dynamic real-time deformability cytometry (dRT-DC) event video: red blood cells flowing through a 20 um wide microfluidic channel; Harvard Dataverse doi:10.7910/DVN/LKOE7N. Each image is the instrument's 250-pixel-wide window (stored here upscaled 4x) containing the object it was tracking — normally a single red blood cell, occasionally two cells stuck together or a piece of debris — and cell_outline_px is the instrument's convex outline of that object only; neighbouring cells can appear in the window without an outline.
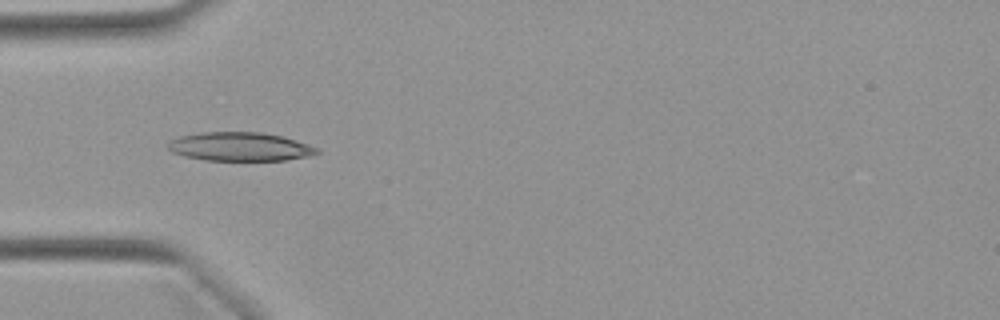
{"species": "Egyptian fruit bat (a non-hibernating species)", "species_latin": "Rousettus aegyptiacus", "temperature_condition": "warm", "stored_images_in_passage": 26, "camera_frame_rate_fps": 3000, "um_per_image_px": 0.085, "animal": {"sex": "female"}, "frame": {"image": 1, "passage_image": 5, "time_ms": 1.333, "image_size_px": [1000, 320], "cell_outline_px": [[320, 152], [308, 156], [284, 160], [204, 160], [184, 156], [172, 152], [168, 148], [168, 144], [172, 140], [180, 136], [200, 132], [260, 132], [280, 136], [308, 144], [320, 148]], "centroid_in_image_um": [20.39, 12.46], "position_along_channel_um": 64.6, "area_um2": 24.74}}
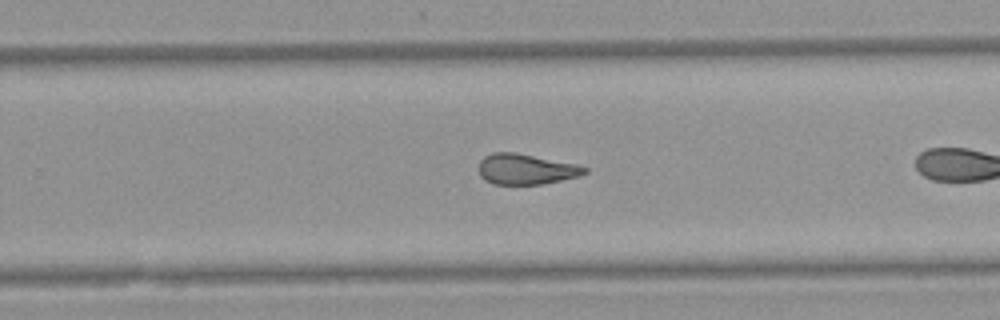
{"frame": {"image": 2, "passage_image": 19, "time_ms": 6.0, "image_size_px": [1000, 320], "cell_outline_px": [[588, 172], [580, 176], [540, 184], [492, 184], [484, 180], [480, 176], [480, 160], [484, 156], [492, 152], [516, 152], [576, 164], [588, 168]], "centroid_in_image_um": [44.7, 14.37], "position_along_channel_um": 285.1, "area_um2": 18.84}}
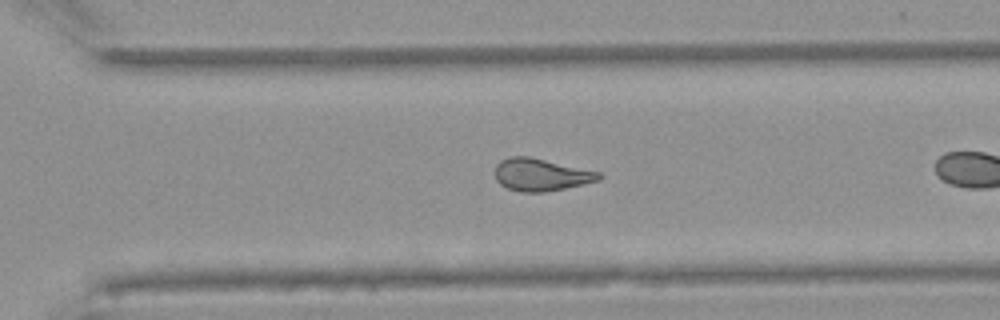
{"frame": {"image": 3, "passage_image": 22, "time_ms": 7.0, "image_size_px": [1000, 320], "cell_outline_px": [[604, 176], [600, 180], [584, 184], [544, 192], [520, 192], [508, 188], [500, 184], [496, 180], [496, 164], [500, 160], [508, 156], [528, 156], [600, 172]], "centroid_in_image_um": [45.98, 14.85], "position_along_channel_um": 324.6, "area_um2": 19.59}}